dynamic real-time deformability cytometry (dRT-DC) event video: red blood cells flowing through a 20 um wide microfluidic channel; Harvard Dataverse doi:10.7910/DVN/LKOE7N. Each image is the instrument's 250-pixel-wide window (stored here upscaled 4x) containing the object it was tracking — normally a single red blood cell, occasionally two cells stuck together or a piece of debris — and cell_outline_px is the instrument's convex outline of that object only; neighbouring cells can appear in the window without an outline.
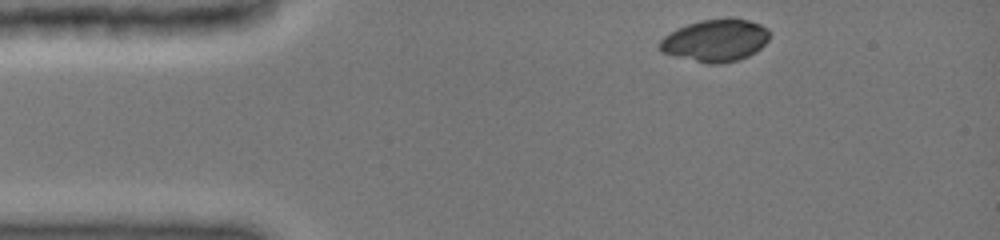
{"species": "common noctule bat (a hibernating species)", "species_latin": "Nyctalus noctula", "temperature_condition": "cold", "stored_images_in_passage": 33, "camera_frame_rate_fps": 3000, "um_per_image_px": 0.085, "animal": {"sex": "female", "body_mass_g": 19.0, "forearm_length_mm": 51.5}, "frame": {"image": 1, "passage_image": 1, "time_ms": 0.0, "image_size_px": [1000, 240], "cell_outline_px": [[768, 40], [756, 52], [748, 56], [736, 60], [720, 64], [708, 64], [660, 52], [656, 48], [656, 44], [664, 36], [676, 28], [700, 20], [728, 16], [748, 20], [760, 24], [768, 28]], "centroid_in_image_um": [60.77, 3.41], "position_along_channel_um": 24.2, "area_um2": 27.51}}
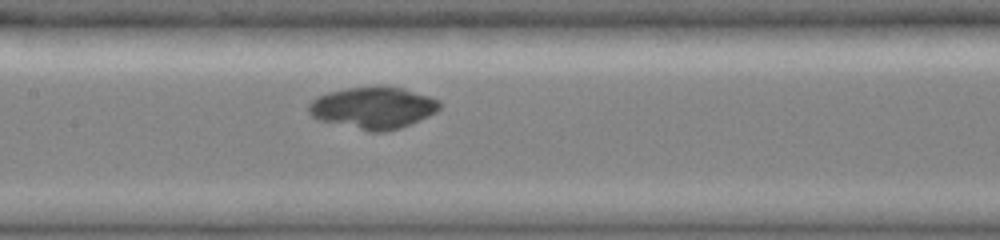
{"frame": {"image": 2, "passage_image": 15, "time_ms": 5.333, "image_size_px": [1000, 240], "cell_outline_px": [[440, 108], [436, 112], [412, 124], [400, 128], [384, 132], [368, 132], [320, 120], [312, 116], [308, 112], [308, 104], [316, 96], [328, 92], [348, 88], [380, 84], [404, 88], [440, 100]], "centroid_in_image_um": [31.72, 9.15], "position_along_channel_um": 175.7, "area_um2": 32.48}}
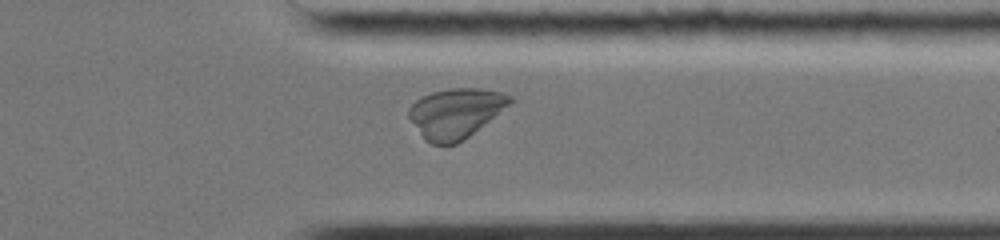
{"frame": {"image": 3, "passage_image": 28, "time_ms": 10.333, "image_size_px": [1000, 240], "cell_outline_px": [[512, 100], [508, 104], [464, 140], [456, 144], [432, 144], [424, 140], [408, 116], [408, 108], [416, 100], [432, 92], [448, 88], [476, 88], [500, 92], [512, 96]], "centroid_in_image_um": [38.67, 9.62], "position_along_channel_um": 372.7, "area_um2": 28.84}}